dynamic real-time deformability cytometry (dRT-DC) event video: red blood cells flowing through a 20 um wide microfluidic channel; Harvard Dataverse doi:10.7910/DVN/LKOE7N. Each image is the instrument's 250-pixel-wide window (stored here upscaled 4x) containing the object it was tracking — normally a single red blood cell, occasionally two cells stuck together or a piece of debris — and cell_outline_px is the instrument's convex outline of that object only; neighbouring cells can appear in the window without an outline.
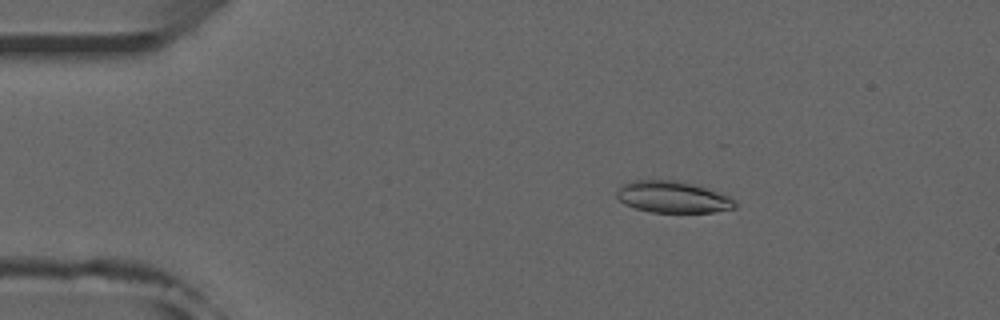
{"species": "common noctule bat (a hibernating species)", "species_latin": "Nyctalus noctula", "temperature_condition": "room temperature", "stored_images_in_passage": 52, "camera_frame_rate_fps": 3000, "um_per_image_px": 0.085, "animal": {"sex": "male", "forearm_length_mm": 52.5}, "frame": {"image": 1, "passage_image": 9, "time_ms": 2.667, "image_size_px": [1000, 320], "cell_outline_px": [[732, 208], [708, 212], [656, 212], [640, 208], [628, 204], [624, 200], [628, 188], [636, 184], [680, 184], [696, 188], [720, 196], [728, 200]], "centroid_in_image_um": [57.31, 16.89], "position_along_channel_um": 27.7, "area_um2": 17.05}}
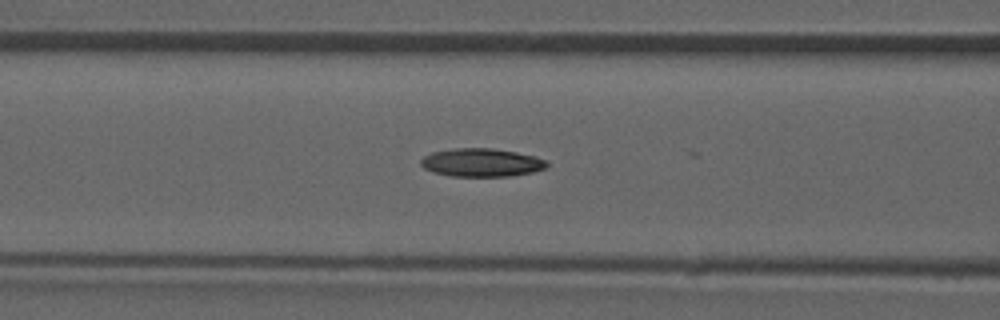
{"frame": {"image": 2, "passage_image": 21, "time_ms": 6.667, "image_size_px": [1000, 320], "cell_outline_px": [[548, 164], [540, 168], [528, 172], [500, 176], [460, 176], [440, 172], [428, 168], [424, 164], [424, 160], [428, 156], [436, 152], [464, 148], [484, 148], [512, 152], [532, 156], [544, 160]], "centroid_in_image_um": [40.99, 13.81], "position_along_channel_um": 125.6, "area_um2": 18.9}}
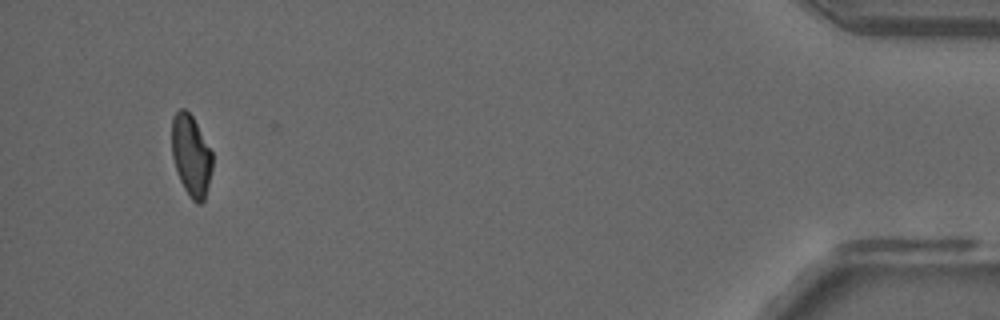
{"frame": {"image": 3, "passage_image": 49, "time_ms": 16.0, "image_size_px": [1000, 320], "cell_outline_px": [[212, 164], [204, 196], [200, 200], [196, 200], [188, 192], [176, 168], [172, 152], [172, 124], [176, 112], [188, 112], [192, 116], [212, 152]], "centroid_in_image_um": [16.24, 13.13], "position_along_channel_um": 419.0, "area_um2": 17.69}}